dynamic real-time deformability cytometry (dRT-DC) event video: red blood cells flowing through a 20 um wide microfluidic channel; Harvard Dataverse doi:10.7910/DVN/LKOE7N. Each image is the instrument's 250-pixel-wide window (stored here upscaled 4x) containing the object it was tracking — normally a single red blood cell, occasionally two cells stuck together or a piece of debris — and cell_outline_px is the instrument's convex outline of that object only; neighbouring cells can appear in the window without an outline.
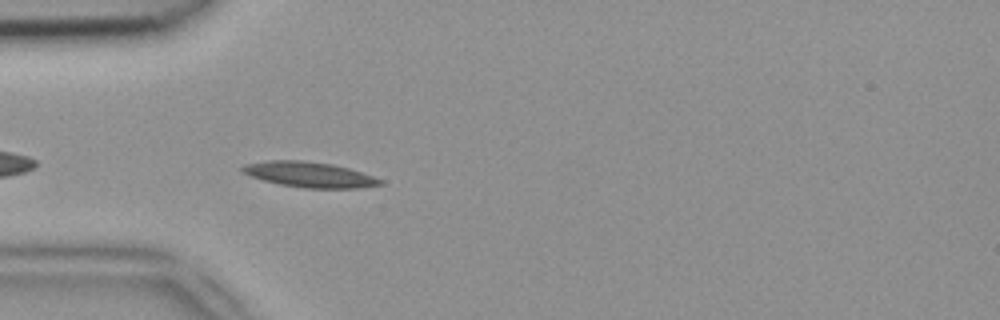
{"species": "common noctule bat (a hibernating species)", "species_latin": "Nyctalus noctula", "temperature_condition": "room temperature", "stored_images_in_passage": 38, "camera_frame_rate_fps": 3000, "um_per_image_px": 0.085, "animal": {"sex": "female", "body_mass_g": 18.4}, "frame": {"image": 1, "passage_image": 3, "time_ms": 0.667, "image_size_px": [1000, 320], "cell_outline_px": [[384, 184], [360, 188], [304, 188], [280, 184], [264, 180], [240, 172], [240, 168], [244, 164], [268, 160], [300, 160], [332, 164], [348, 168], [384, 180]], "centroid_in_image_um": [26.29, 14.84], "position_along_channel_um": 58.7, "area_um2": 20.35}}
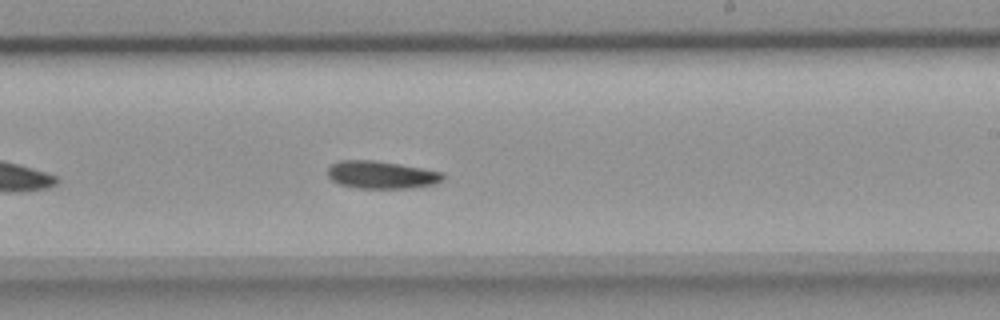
{"frame": {"image": 2, "passage_image": 18, "time_ms": 5.667, "image_size_px": [1000, 320], "cell_outline_px": [[444, 180], [436, 184], [412, 188], [360, 188], [340, 184], [332, 180], [328, 176], [328, 168], [332, 164], [340, 160], [372, 160], [400, 164], [444, 172]], "centroid_in_image_um": [32.47, 14.86], "position_along_channel_um": 256.5, "area_um2": 18.61}}
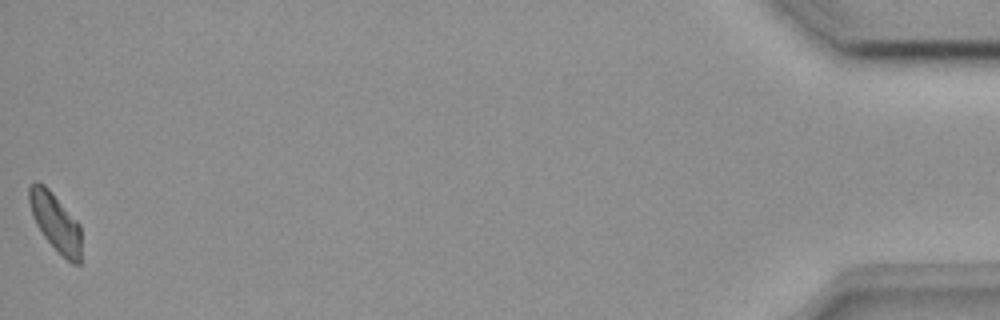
{"frame": {"image": 3, "passage_image": 38, "time_ms": 12.333, "image_size_px": [1000, 320], "cell_outline_px": [[80, 264], [72, 264], [44, 236], [36, 224], [28, 200], [28, 188], [36, 180], [44, 184], [52, 192], [80, 224]], "centroid_in_image_um": [4.7, 18.84], "position_along_channel_um": 430.5, "area_um2": 17.28}}